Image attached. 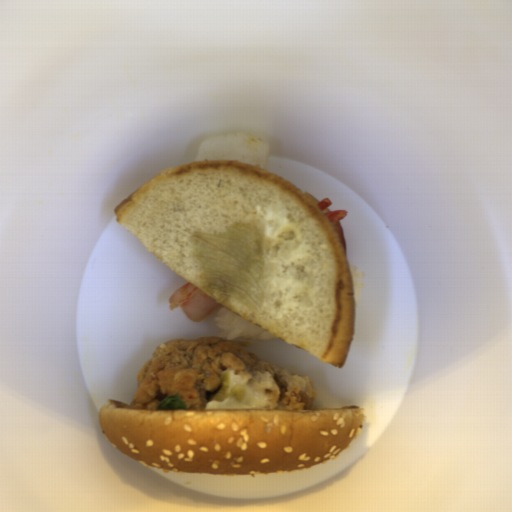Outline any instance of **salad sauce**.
I'll return each instance as SVG.
<instances>
[{"instance_id":"1","label":"salad sauce","mask_w":512,"mask_h":512,"mask_svg":"<svg viewBox=\"0 0 512 512\" xmlns=\"http://www.w3.org/2000/svg\"><path fill=\"white\" fill-rule=\"evenodd\" d=\"M246 377L236 375L229 371L228 389L235 385H241L245 389V394L239 398L228 397L227 400L212 401L208 400L205 404V410H242V409H265L269 405L268 398L262 393L253 391L244 383Z\"/></svg>"}]
</instances>
